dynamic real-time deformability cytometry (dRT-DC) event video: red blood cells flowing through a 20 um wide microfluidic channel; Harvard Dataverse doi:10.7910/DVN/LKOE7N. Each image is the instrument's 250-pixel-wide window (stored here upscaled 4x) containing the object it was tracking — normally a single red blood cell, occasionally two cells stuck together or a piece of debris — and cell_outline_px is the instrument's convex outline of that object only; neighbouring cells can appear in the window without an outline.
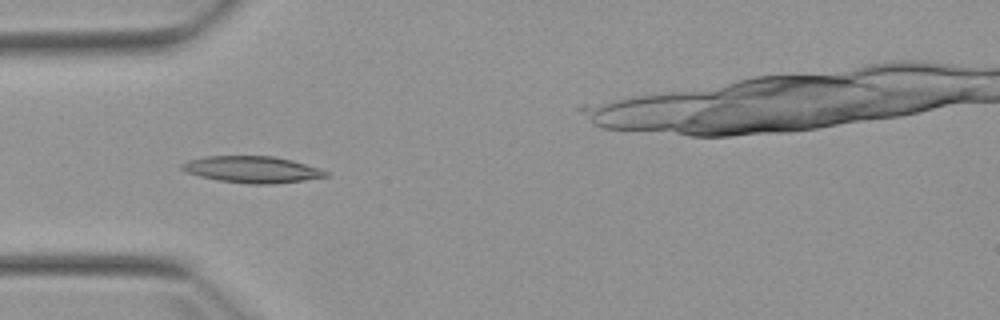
{"species": "Egyptian fruit bat (a non-hibernating species)", "species_latin": "Rousettus aegyptiacus", "temperature_condition": "warm", "stored_images_in_passage": 8, "camera_frame_rate_fps": 3000, "um_per_image_px": 0.085, "animal": {"sex": "female"}, "frame": {"image": 1, "passage_image": 5, "time_ms": 4.667, "image_size_px": [1000, 320], "cell_outline_px": [[328, 176], [304, 180], [272, 184], [252, 184], [220, 180], [200, 176], [188, 172], [180, 168], [180, 164], [188, 160], [204, 156], [272, 156], [292, 160], [320, 168], [328, 172]], "centroid_in_image_um": [21.44, 14.4], "position_along_channel_um": 63.6, "area_um2": 22.14}}
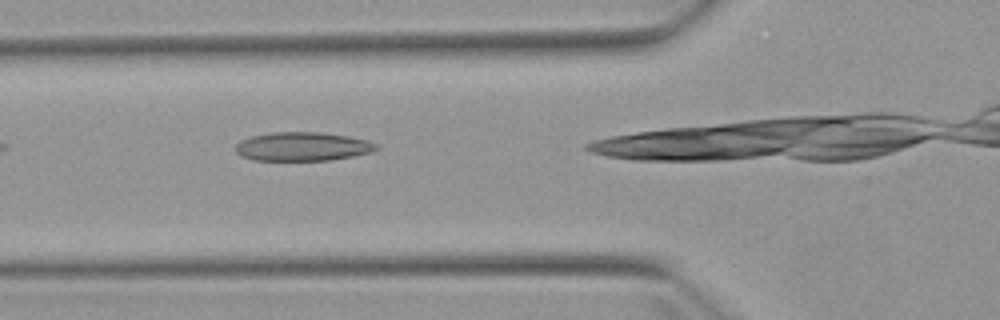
{"frame": {"image": 2, "passage_image": 7, "time_ms": 8.0, "image_size_px": [1000, 320], "cell_outline_px": [[380, 148], [372, 152], [352, 156], [328, 160], [252, 160], [240, 156], [236, 152], [236, 144], [240, 140], [252, 136], [272, 132], [320, 132], [348, 136], [368, 140], [380, 144]], "centroid_in_image_um": [25.74, 12.45], "position_along_channel_um": 100.1, "area_um2": 23.76}}